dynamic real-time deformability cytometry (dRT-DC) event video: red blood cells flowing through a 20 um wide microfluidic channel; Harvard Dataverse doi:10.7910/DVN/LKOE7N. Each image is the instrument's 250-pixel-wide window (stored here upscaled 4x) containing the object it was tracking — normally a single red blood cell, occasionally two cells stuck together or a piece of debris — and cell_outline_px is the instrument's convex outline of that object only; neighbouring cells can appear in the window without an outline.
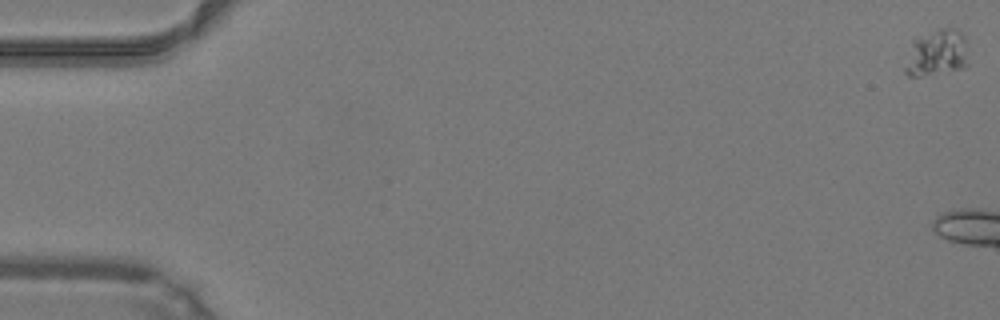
{"species": "common noctule bat (a hibernating species)", "species_latin": "Nyctalus noctula", "temperature_condition": "warm", "stored_images_in_passage": 4, "camera_frame_rate_fps": 3000, "um_per_image_px": 0.085, "animal": {"sex": "male", "body_mass_g": 19.2, "forearm_length_mm": 51.8}, "frame": {"image": 1, "passage_image": 1, "time_ms": 0.0, "image_size_px": [1000, 320], "cell_outline_px": [[968, 64], [964, 68], [920, 76], [908, 76], [904, 72], [904, 68], [912, 40], [940, 28], [956, 28], [964, 36]], "centroid_in_image_um": [79.62, 4.51], "position_along_channel_um": 5.4, "area_um2": 16.99}}